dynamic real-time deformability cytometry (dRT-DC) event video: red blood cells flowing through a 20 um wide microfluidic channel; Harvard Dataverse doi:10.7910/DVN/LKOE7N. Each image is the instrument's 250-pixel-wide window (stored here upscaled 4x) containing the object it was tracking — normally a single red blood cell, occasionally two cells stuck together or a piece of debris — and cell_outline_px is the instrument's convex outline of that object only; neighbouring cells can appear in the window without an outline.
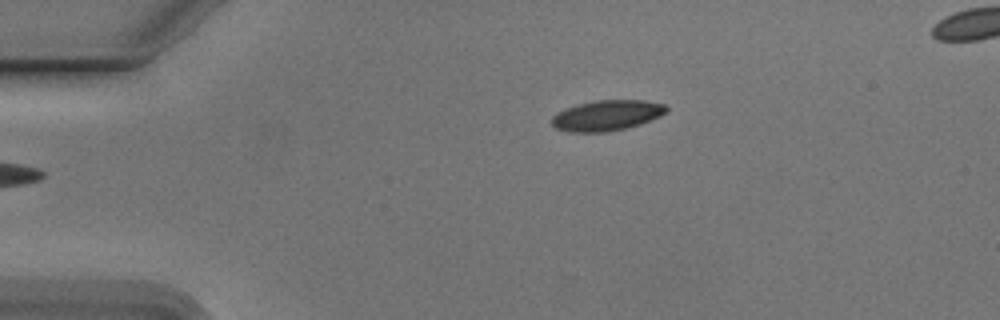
{"species": "Egyptian fruit bat (a non-hibernating species)", "species_latin": "Rousettus aegyptiacus", "temperature_condition": "cold", "stored_images_in_passage": 10, "camera_frame_rate_fps": 3000, "um_per_image_px": 0.085, "animal": {"sex": "male"}, "frame": {"image": 1, "passage_image": 4, "time_ms": 1.0, "image_size_px": [1000, 320], "cell_outline_px": [[664, 108], [660, 112], [652, 116], [628, 124], [608, 128], [576, 128], [560, 124], [556, 120], [564, 116], [608, 104], [648, 104]], "centroid_in_image_um": [51.83, 9.85], "position_along_channel_um": 33.2, "area_um2": 12.37}}